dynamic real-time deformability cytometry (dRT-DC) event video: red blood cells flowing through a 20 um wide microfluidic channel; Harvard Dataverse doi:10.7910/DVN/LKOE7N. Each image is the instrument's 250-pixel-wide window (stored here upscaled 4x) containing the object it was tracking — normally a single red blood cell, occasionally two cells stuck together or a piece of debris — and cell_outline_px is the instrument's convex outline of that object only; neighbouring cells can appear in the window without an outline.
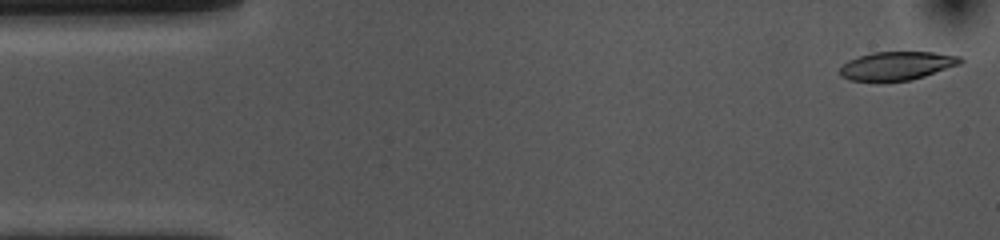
{"species": "common noctule bat (a hibernating species)", "species_latin": "Nyctalus noctula", "temperature_condition": "cold", "stored_images_in_passage": 53, "camera_frame_rate_fps": 3000, "um_per_image_px": 0.085, "animal": {"sex": "female", "body_mass_g": 10.0, "forearm_length_mm": 53.1}, "frame": {"image": 1, "passage_image": 1, "time_ms": 0.0, "image_size_px": [1000, 240], "cell_outline_px": [[964, 60], [960, 64], [912, 80], [848, 80], [840, 76], [840, 68], [848, 60], [872, 52], [932, 52], [960, 56]], "centroid_in_image_um": [76.24, 5.58], "position_along_channel_um": 8.8, "area_um2": 19.71}}
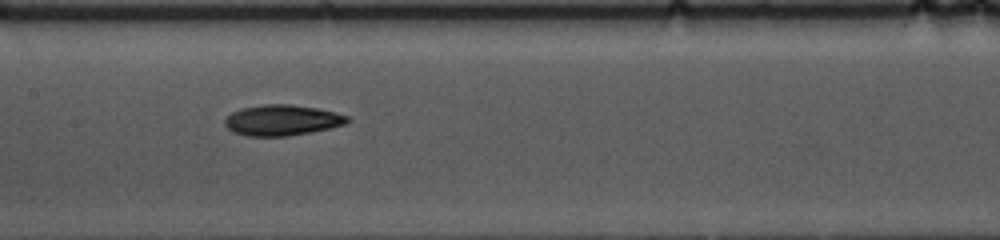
{"frame": {"image": 2, "passage_image": 24, "time_ms": 7.667, "image_size_px": [1000, 240], "cell_outline_px": [[352, 120], [344, 124], [312, 132], [288, 136], [248, 136], [232, 132], [224, 124], [224, 120], [232, 112], [240, 108], [264, 104], [288, 104], [316, 108], [336, 112], [348, 116]], "centroid_in_image_um": [23.96, 10.21], "position_along_channel_um": 183.4, "area_um2": 21.96}}
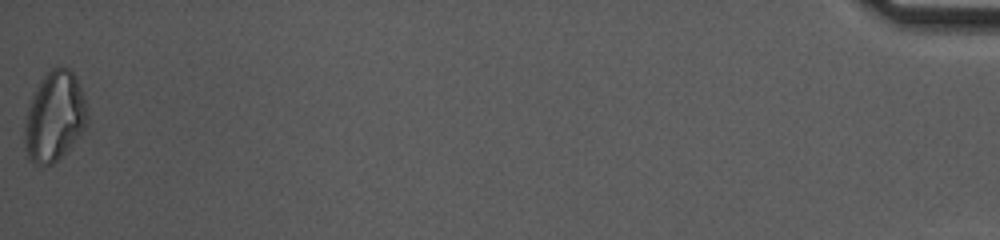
{"frame": {"image": 3, "passage_image": 53, "time_ms": 17.333, "image_size_px": [1000, 240], "cell_outline_px": [[88, 120], [84, 128], [68, 148], [52, 164], [36, 164], [28, 156], [24, 144], [24, 128], [28, 108], [32, 96], [40, 80], [52, 68], [68, 68], [72, 72], [84, 96], [88, 112]], "centroid_in_image_um": [4.62, 9.9], "position_along_channel_um": 430.6, "area_um2": 32.08}, "authors_computed_cell_mechanics": {"area_um2": 21.5594, "velocity_mm_per_s": 3.6435, "shape_relaxation_time_tau1_ms": 5.5873, "shape_relaxation_time_tau2_ms": 10.0955, "deformation_change_tau1": 0.1514, "deformation_change_tau2": 0.1832}}